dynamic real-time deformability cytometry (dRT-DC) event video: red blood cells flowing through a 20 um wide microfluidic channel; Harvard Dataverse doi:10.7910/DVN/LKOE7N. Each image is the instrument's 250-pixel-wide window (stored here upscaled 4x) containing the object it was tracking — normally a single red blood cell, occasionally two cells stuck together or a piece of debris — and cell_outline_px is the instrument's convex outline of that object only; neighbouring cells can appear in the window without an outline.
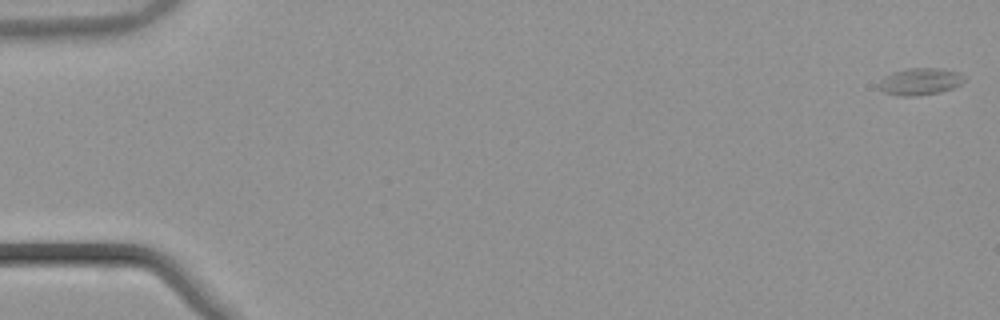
{"species": "common noctule bat (a hibernating species)", "species_latin": "Nyctalus noctula", "temperature_condition": "warm", "stored_images_in_passage": 56, "camera_frame_rate_fps": 3000, "um_per_image_px": 0.085, "animal": {"sex": "male", "body_mass_g": 21.5, "forearm_length_mm": 52.0}, "frame": {"image": 1, "passage_image": 1, "time_ms": 0.0, "image_size_px": [1000, 320], "cell_outline_px": [[968, 76], [960, 84], [952, 88], [940, 92], [916, 96], [896, 96], [884, 92], [876, 84], [884, 76], [892, 72], [908, 68], [940, 68], [960, 72]], "centroid_in_image_um": [78.21, 6.92], "position_along_channel_um": 6.8, "area_um2": 13.7}}
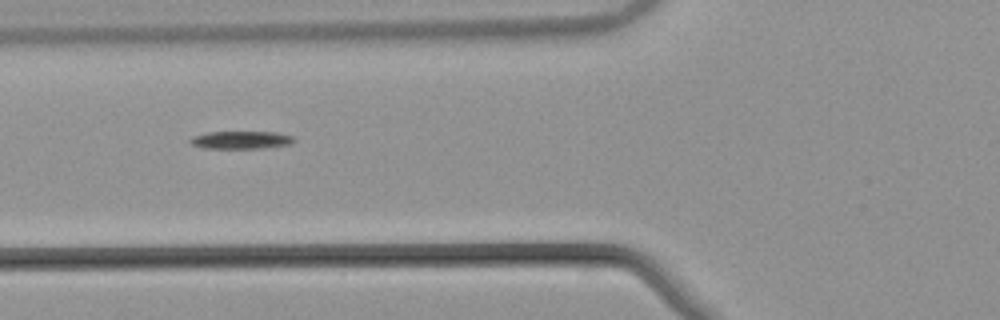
{"frame": {"image": 2, "passage_image": 22, "time_ms": 7.0, "image_size_px": [1000, 320], "cell_outline_px": [[296, 140], [292, 144], [264, 148], [204, 148], [192, 144], [188, 140], [192, 136], [208, 132], [276, 132], [292, 136]], "centroid_in_image_um": [20.5, 11.89], "position_along_channel_um": 105.3, "area_um2": 10.75}}
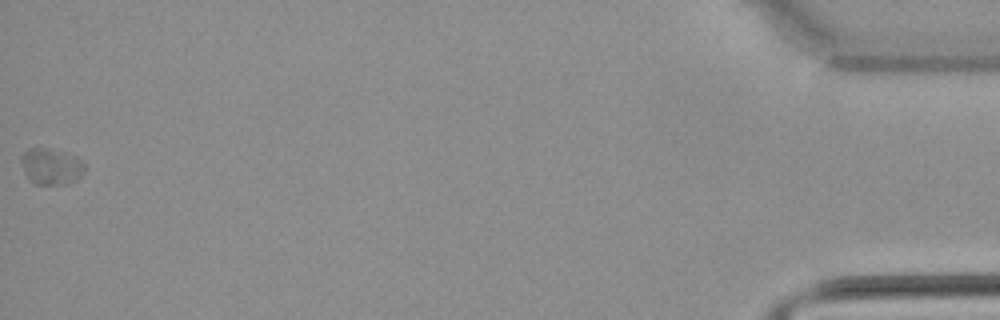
{"frame": {"image": 3, "passage_image": 56, "time_ms": 18.333, "image_size_px": [1000, 320], "cell_outline_px": [[84, 172], [76, 180], [64, 184], [36, 184], [28, 180], [24, 172], [20, 160], [20, 156], [28, 148], [44, 148], [64, 152], [76, 156], [84, 164]], "centroid_in_image_um": [4.31, 14.14], "position_along_channel_um": 430.9, "area_um2": 13.41}}